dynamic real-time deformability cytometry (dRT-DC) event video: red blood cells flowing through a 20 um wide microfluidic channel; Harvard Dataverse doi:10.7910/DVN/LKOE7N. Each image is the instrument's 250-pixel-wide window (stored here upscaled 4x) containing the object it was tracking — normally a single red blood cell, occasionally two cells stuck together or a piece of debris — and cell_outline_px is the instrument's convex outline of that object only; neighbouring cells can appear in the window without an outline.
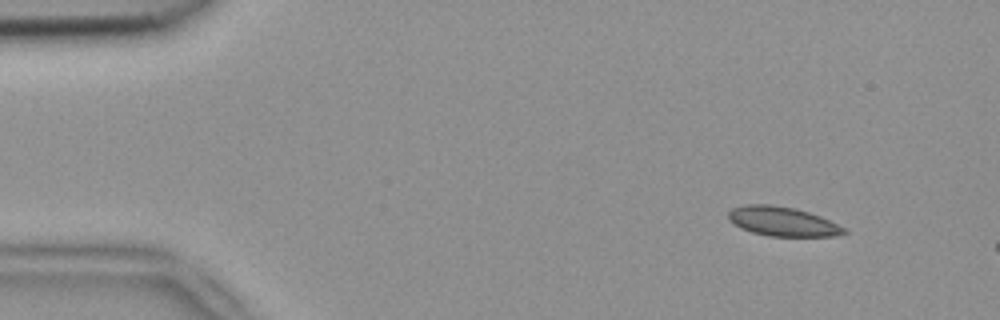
{"species": "common noctule bat (a hibernating species)", "species_latin": "Nyctalus noctula", "temperature_condition": "room temperature", "stored_images_in_passage": 3, "camera_frame_rate_fps": 3000, "um_per_image_px": 0.085, "animal": {"sex": "female", "body_mass_g": 18.4}, "frame": {"image": 1, "passage_image": 1, "time_ms": 0.0, "image_size_px": [1000, 320], "cell_outline_px": [[848, 232], [836, 236], [768, 236], [752, 232], [740, 228], [732, 224], [728, 220], [728, 212], [732, 208], [744, 204], [768, 204], [796, 208], [820, 216], [848, 228]], "centroid_in_image_um": [66.51, 18.82], "position_along_channel_um": 18.5, "area_um2": 20.06}}